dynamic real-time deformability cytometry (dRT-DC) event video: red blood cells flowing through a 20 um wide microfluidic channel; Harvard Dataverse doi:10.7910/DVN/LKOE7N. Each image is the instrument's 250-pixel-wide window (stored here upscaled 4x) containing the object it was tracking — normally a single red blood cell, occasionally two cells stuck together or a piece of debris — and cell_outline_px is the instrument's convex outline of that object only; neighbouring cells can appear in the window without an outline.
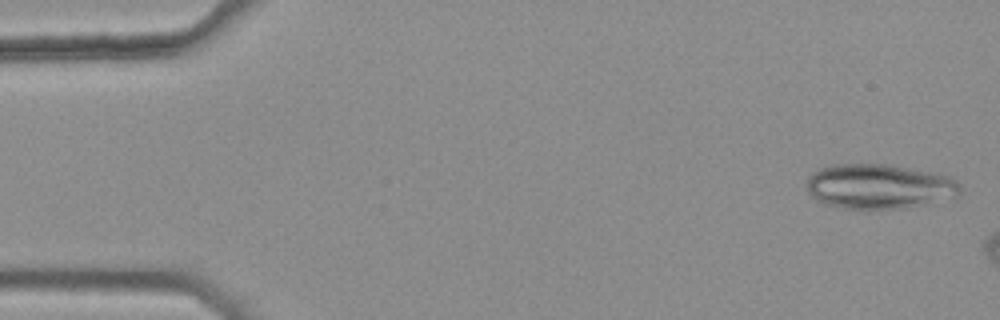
{"species": "common noctule bat (a hibernating species)", "species_latin": "Nyctalus noctula", "temperature_condition": "warm", "stored_images_in_passage": 7, "camera_frame_rate_fps": 3000, "um_per_image_px": 0.085, "animal": {"sex": "female", "body_mass_g": 25.1}, "frame": {"image": 1, "passage_image": 1, "time_ms": 0.0, "image_size_px": [1000, 320], "cell_outline_px": [[960, 192], [956, 196], [928, 204], [908, 208], [868, 212], [860, 212], [840, 208], [824, 204], [816, 200], [808, 192], [804, 184], [808, 176], [812, 172], [820, 168], [832, 164], [892, 164], [936, 172], [948, 176], [956, 180], [960, 184]], "centroid_in_image_um": [74.69, 15.88], "position_along_channel_um": 10.3, "area_um2": 41.79}}